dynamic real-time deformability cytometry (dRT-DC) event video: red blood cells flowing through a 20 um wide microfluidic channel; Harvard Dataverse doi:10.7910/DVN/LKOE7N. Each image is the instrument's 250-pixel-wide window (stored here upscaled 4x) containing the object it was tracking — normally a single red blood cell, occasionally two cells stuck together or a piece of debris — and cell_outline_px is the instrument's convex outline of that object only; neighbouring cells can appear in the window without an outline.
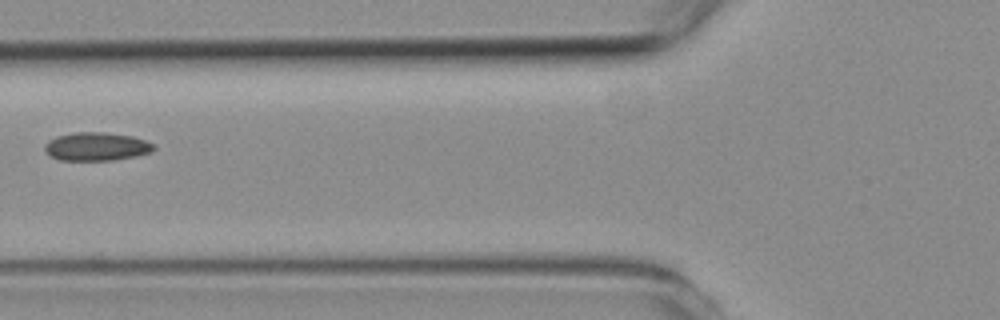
{"species": "common noctule bat (a hibernating species)", "species_latin": "Nyctalus noctula", "temperature_condition": "room temperature", "stored_images_in_passage": 3, "camera_frame_rate_fps": 3000, "um_per_image_px": 0.085, "animal": {"sex": "female", "body_mass_g": 19.3, "forearm_length_mm": 54.1}, "frame": {"image": 1, "passage_image": 2, "time_ms": 1.333, "image_size_px": [1000, 320], "cell_outline_px": [[156, 148], [152, 152], [136, 156], [112, 160], [60, 160], [52, 156], [44, 148], [44, 144], [48, 140], [56, 136], [72, 132], [104, 132], [132, 136], [144, 140], [152, 144]], "centroid_in_image_um": [8.19, 12.45], "position_along_channel_um": 117.6, "area_um2": 17.98}}
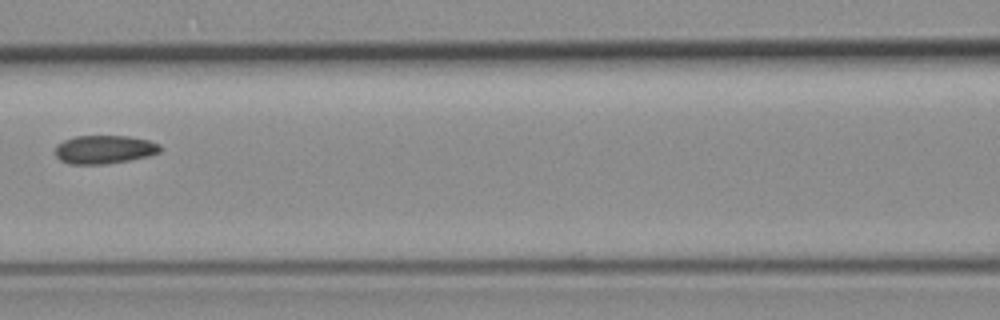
{"frame": {"image": 2, "passage_image": 3, "time_ms": 2.333, "image_size_px": [1000, 320], "cell_outline_px": [[160, 152], [148, 156], [108, 164], [68, 164], [60, 160], [56, 156], [56, 144], [64, 140], [76, 136], [128, 136], [148, 140], [160, 144]], "centroid_in_image_um": [8.85, 12.71], "position_along_channel_um": 157.7, "area_um2": 17.4}}